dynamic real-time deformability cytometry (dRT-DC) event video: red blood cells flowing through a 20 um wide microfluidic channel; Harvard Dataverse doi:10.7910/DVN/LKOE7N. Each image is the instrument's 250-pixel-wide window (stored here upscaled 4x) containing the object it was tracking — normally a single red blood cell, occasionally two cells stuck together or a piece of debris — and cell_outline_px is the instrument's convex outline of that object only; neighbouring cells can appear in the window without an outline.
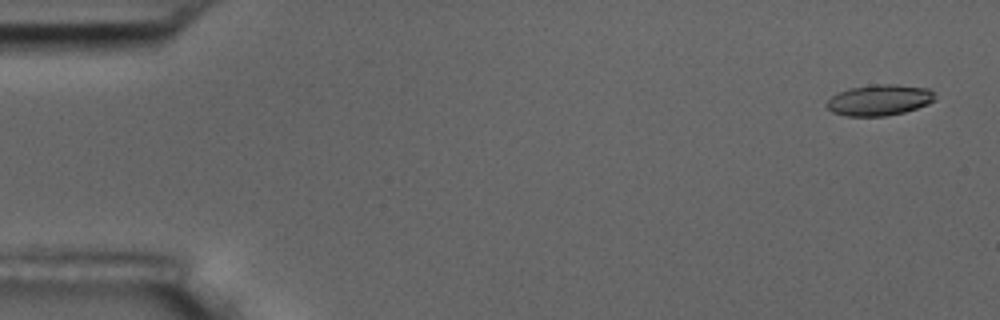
{"species": "common noctule bat (a hibernating species)", "species_latin": "Nyctalus noctula", "temperature_condition": "room temperature", "stored_images_in_passage": 5, "camera_frame_rate_fps": 3000, "um_per_image_px": 0.085, "animal": {"sex": "male", "body_mass_g": 17.5, "forearm_length_mm": 52.3}, "frame": {"image": 1, "passage_image": 1, "time_ms": 0.0, "image_size_px": [1000, 320], "cell_outline_px": [[936, 100], [928, 104], [904, 112], [884, 116], [844, 116], [832, 112], [824, 104], [832, 96], [840, 92], [852, 88], [876, 84], [896, 84], [928, 88], [936, 92]], "centroid_in_image_um": [74.78, 8.5], "position_along_channel_um": 10.2, "area_um2": 19.59}}
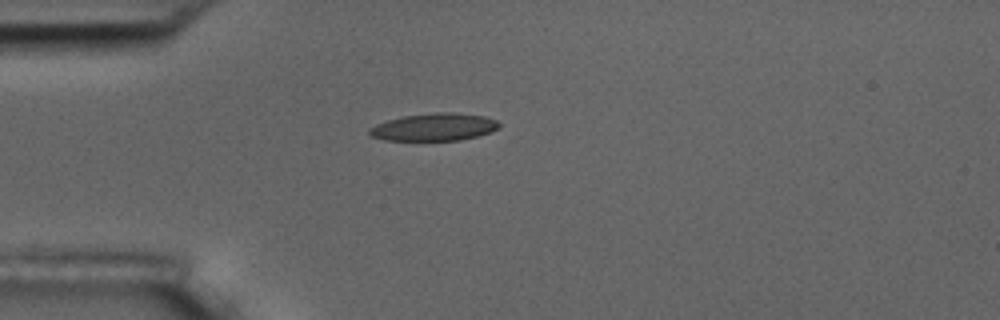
{"frame": {"image": 2, "passage_image": 5, "time_ms": 4.333, "image_size_px": [1000, 320], "cell_outline_px": [[500, 124], [492, 132], [460, 140], [384, 140], [372, 136], [368, 132], [368, 128], [376, 124], [388, 120], [404, 116], [436, 112], [452, 112], [484, 116], [496, 120]], "centroid_in_image_um": [36.89, 10.8], "position_along_channel_um": 48.1, "area_um2": 20.63}}